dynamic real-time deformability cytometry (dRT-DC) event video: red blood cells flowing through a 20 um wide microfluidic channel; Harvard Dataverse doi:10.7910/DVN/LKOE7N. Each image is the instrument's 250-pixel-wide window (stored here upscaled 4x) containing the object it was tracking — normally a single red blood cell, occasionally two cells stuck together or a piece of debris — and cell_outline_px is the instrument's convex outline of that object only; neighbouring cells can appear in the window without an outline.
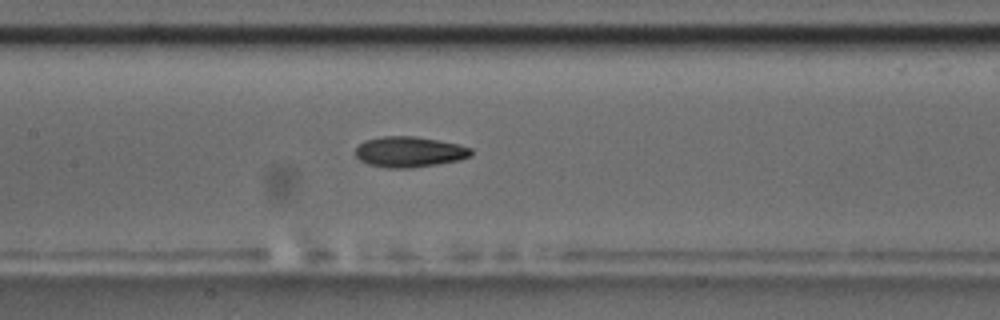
{"species": "common noctule bat (a hibernating species)", "species_latin": "Nyctalus noctula", "temperature_condition": "room temperature", "stored_images_in_passage": 26, "camera_frame_rate_fps": 3000, "um_per_image_px": 0.085, "animal": {"sex": "male", "body_mass_g": 17.5, "forearm_length_mm": 52.3}, "frame": {"image": 1, "passage_image": 22, "time_ms": 7.0, "image_size_px": [1000, 320], "cell_outline_px": [[472, 156], [460, 160], [412, 168], [384, 168], [368, 164], [360, 160], [356, 156], [356, 148], [364, 140], [380, 136], [416, 136], [460, 144], [472, 148]], "centroid_in_image_um": [34.81, 12.9], "position_along_channel_um": 172.6, "area_um2": 20.87}}